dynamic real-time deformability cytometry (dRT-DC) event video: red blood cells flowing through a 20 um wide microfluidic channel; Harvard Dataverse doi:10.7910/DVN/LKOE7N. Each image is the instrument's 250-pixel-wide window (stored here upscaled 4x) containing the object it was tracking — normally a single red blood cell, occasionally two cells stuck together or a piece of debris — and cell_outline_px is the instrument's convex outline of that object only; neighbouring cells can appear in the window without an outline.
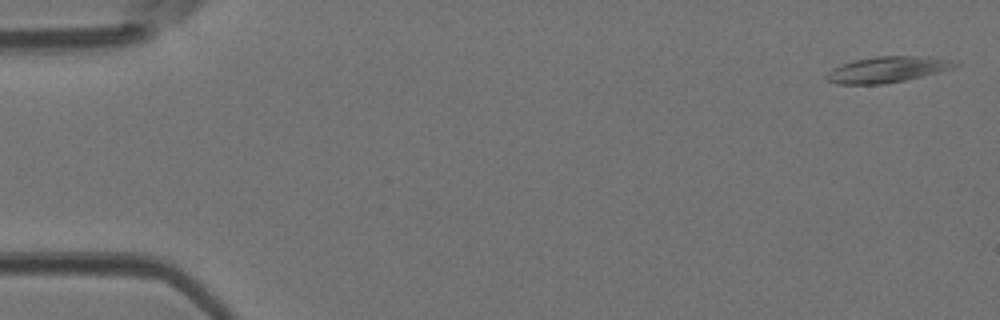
{"species": "Egyptian fruit bat (a non-hibernating species)", "species_latin": "Rousettus aegyptiacus", "temperature_condition": "room temperature", "stored_images_in_passage": 6, "camera_frame_rate_fps": 3000, "um_per_image_px": 0.085, "animal": {"sex": "female"}, "frame": {"image": 1, "passage_image": 1, "time_ms": 0.0, "image_size_px": [1000, 320], "cell_outline_px": [[960, 64], [956, 68], [904, 80], [884, 84], [836, 84], [828, 80], [824, 76], [832, 68], [840, 64], [852, 60], [876, 56], [928, 56], [948, 60]], "centroid_in_image_um": [75.39, 5.9], "position_along_channel_um": 9.6, "area_um2": 19.48}}